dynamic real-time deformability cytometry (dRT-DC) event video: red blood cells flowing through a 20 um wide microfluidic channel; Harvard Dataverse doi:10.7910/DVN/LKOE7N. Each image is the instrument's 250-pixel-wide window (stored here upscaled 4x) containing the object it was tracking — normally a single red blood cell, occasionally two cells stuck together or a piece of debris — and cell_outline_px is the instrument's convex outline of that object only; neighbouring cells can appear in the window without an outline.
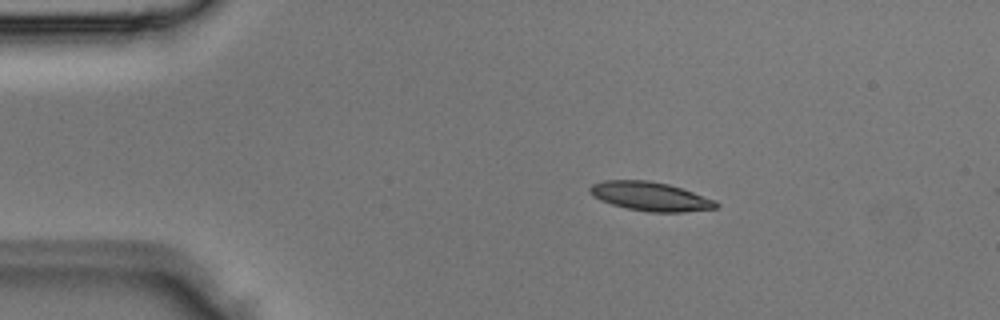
{"species": "Egyptian fruit bat (a non-hibernating species)", "species_latin": "Rousettus aegyptiacus", "temperature_condition": "room temperature", "stored_images_in_passage": 2, "camera_frame_rate_fps": 3000, "um_per_image_px": 0.085, "animal": {"sex": "male"}, "frame": {"image": 1, "passage_image": 1, "time_ms": 0.0, "image_size_px": [1000, 320], "cell_outline_px": [[720, 204], [716, 208], [684, 212], [648, 212], [628, 208], [612, 204], [600, 200], [592, 196], [588, 192], [588, 188], [592, 184], [604, 180], [648, 180], [668, 184], [716, 200]], "centroid_in_image_um": [55.25, 16.69], "position_along_channel_um": 29.7, "area_um2": 21.27}}